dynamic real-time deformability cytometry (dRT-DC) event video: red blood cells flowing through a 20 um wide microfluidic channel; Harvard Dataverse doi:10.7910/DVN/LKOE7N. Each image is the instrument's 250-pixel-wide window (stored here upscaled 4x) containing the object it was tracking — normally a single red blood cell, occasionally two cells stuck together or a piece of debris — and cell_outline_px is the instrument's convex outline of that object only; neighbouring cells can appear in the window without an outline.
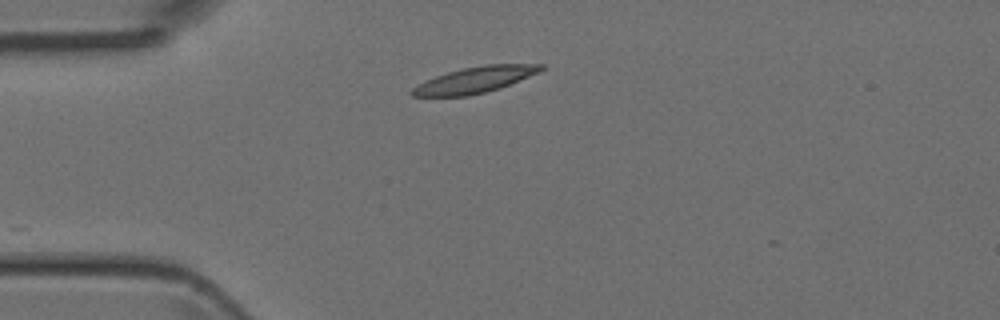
{"species": "Egyptian fruit bat (a non-hibernating species)", "species_latin": "Rousettus aegyptiacus", "temperature_condition": "room temperature", "stored_images_in_passage": 9, "camera_frame_rate_fps": 3000, "um_per_image_px": 0.085, "animal": {"sex": "female"}, "frame": {"image": 1, "passage_image": 1, "time_ms": 0.0, "image_size_px": [1000, 320], "cell_outline_px": [[544, 68], [540, 72], [500, 88], [468, 96], [412, 96], [408, 92], [412, 88], [424, 80], [448, 72], [464, 68], [484, 64], [544, 64]], "centroid_in_image_um": [40.36, 6.79], "position_along_channel_um": 44.6, "area_um2": 19.54}}
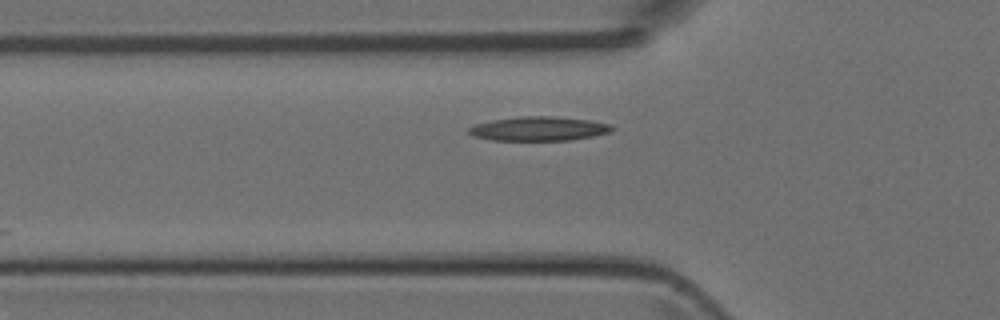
{"frame": {"image": 2, "passage_image": 5, "time_ms": 1.333, "image_size_px": [1000, 320], "cell_outline_px": [[616, 128], [612, 132], [592, 136], [568, 140], [492, 140], [472, 136], [468, 132], [468, 128], [476, 124], [492, 120], [516, 116], [556, 116], [592, 120], [612, 124]], "centroid_in_image_um": [45.84, 10.93], "position_along_channel_um": 80.0, "area_um2": 20.4}}
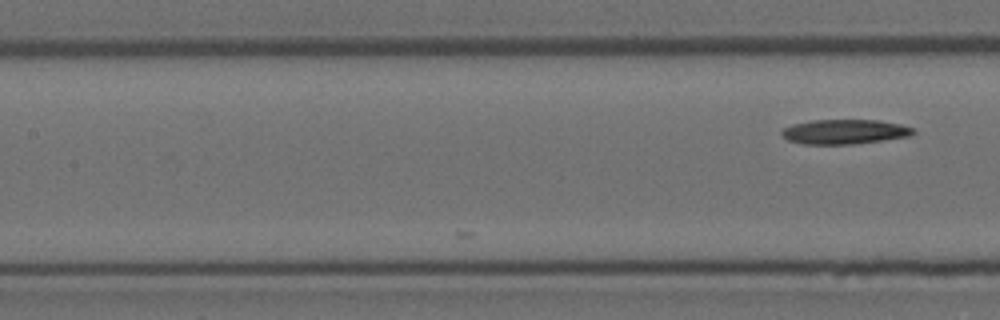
{"frame": {"image": 3, "passage_image": 9, "time_ms": 2.667, "image_size_px": [1000, 320], "cell_outline_px": [[916, 132], [912, 136], [852, 144], [804, 144], [788, 140], [780, 132], [784, 128], [792, 124], [812, 120], [880, 120], [900, 124], [912, 128]], "centroid_in_image_um": [71.8, 11.19], "position_along_channel_um": 135.6, "area_um2": 18.84}}